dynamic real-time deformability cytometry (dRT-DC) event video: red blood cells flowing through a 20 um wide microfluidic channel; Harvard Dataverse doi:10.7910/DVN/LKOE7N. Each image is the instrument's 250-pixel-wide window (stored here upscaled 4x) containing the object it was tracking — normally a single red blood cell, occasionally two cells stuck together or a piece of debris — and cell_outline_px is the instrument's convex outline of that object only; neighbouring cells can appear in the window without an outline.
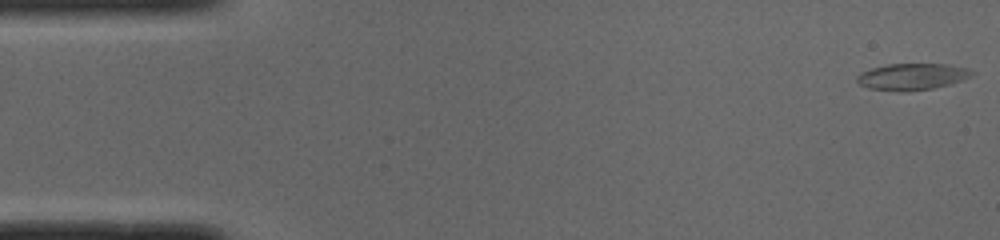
{"species": "common noctule bat (a hibernating species)", "species_latin": "Nyctalus noctula", "temperature_condition": "cold", "stored_images_in_passage": 50, "camera_frame_rate_fps": 3000, "um_per_image_px": 0.085, "animal": {"sex": "male", "body_mass_g": 19.0, "forearm_length_mm": 50.8}, "frame": {"image": 1, "passage_image": 1, "time_ms": 0.0, "image_size_px": [1000, 240], "cell_outline_px": [[976, 72], [972, 76], [964, 80], [952, 84], [932, 88], [900, 92], [868, 88], [860, 84], [856, 80], [856, 76], [860, 72], [872, 68], [888, 64], [948, 64], [968, 68]], "centroid_in_image_um": [77.56, 6.51], "position_along_channel_um": 7.4, "area_um2": 17.98}}
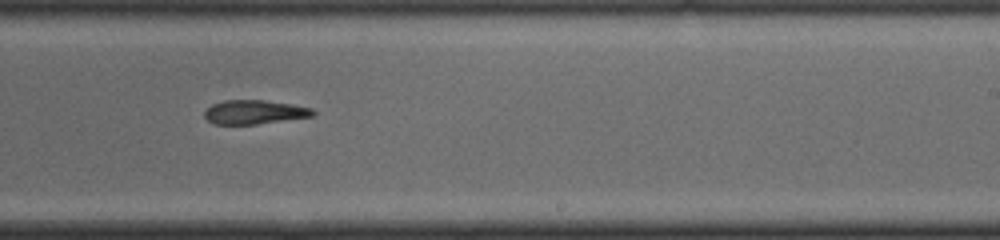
{"frame": {"image": 2, "passage_image": 30, "time_ms": 9.667, "image_size_px": [1000, 240], "cell_outline_px": [[316, 112], [312, 116], [256, 124], [212, 124], [204, 116], [204, 112], [212, 104], [224, 100], [264, 100], [292, 104], [312, 108]], "centroid_in_image_um": [21.61, 9.52], "position_along_channel_um": 267.4, "area_um2": 15.09}}
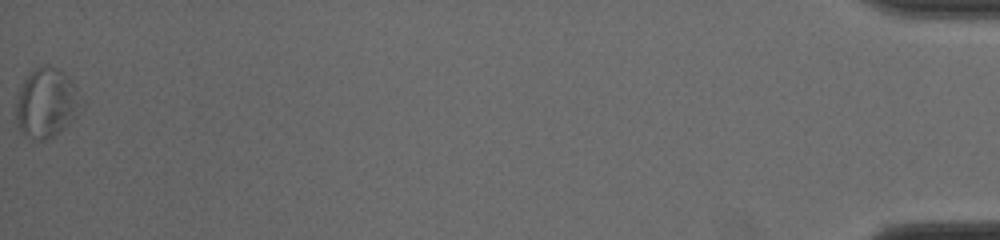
{"frame": {"image": 3, "passage_image": 50, "time_ms": 16.333, "image_size_px": [1000, 240], "cell_outline_px": [[84, 104], [76, 116], [60, 132], [52, 136], [40, 140], [36, 140], [24, 136], [20, 132], [16, 124], [16, 104], [20, 88], [28, 72], [32, 68], [44, 64], [48, 64], [56, 68], [72, 80], [84, 100]], "centroid_in_image_um": [3.95, 8.73], "position_along_channel_um": 431.2, "area_um2": 26.82}, "authors_computed_cell_mechanics": {"area_um2": 16.8776, "velocity_mm_per_s": 3.9929, "shape_relaxation_time_tau1_ms": 5.1072, "shape_relaxation_time_tau2_ms": null, "deformation_change_tau1": 0.1547, "deformation_change_tau2": null}}